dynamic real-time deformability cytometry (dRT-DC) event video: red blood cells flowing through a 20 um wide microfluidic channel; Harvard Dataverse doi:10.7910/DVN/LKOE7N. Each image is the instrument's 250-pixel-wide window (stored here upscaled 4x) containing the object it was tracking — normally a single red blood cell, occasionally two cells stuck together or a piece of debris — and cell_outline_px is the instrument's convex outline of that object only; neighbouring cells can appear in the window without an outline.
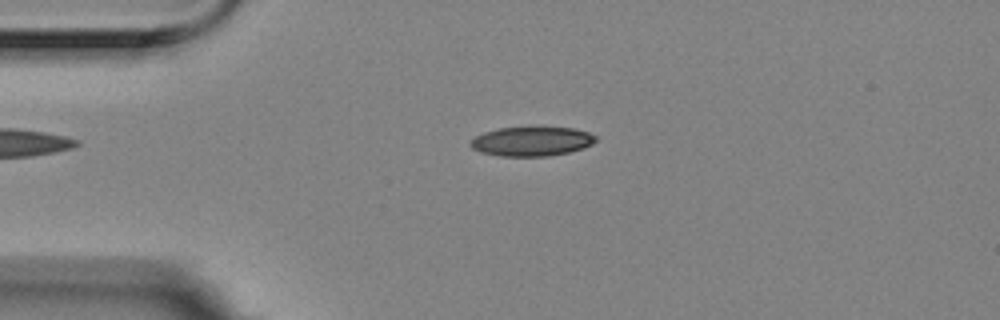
{"species": "Egyptian fruit bat (a non-hibernating species)", "species_latin": "Rousettus aegyptiacus", "temperature_condition": "room temperature", "stored_images_in_passage": 5, "camera_frame_rate_fps": 3000, "um_per_image_px": 0.085, "animal": {"sex": "female"}, "frame": {"image": 1, "passage_image": 3, "time_ms": 0.667, "image_size_px": [1000, 320], "cell_outline_px": [[596, 140], [592, 144], [568, 152], [548, 156], [500, 156], [480, 152], [472, 148], [468, 144], [476, 136], [484, 132], [500, 128], [572, 128], [588, 132], [596, 136]], "centroid_in_image_um": [45.16, 12.03], "position_along_channel_um": 39.8, "area_um2": 21.04}}
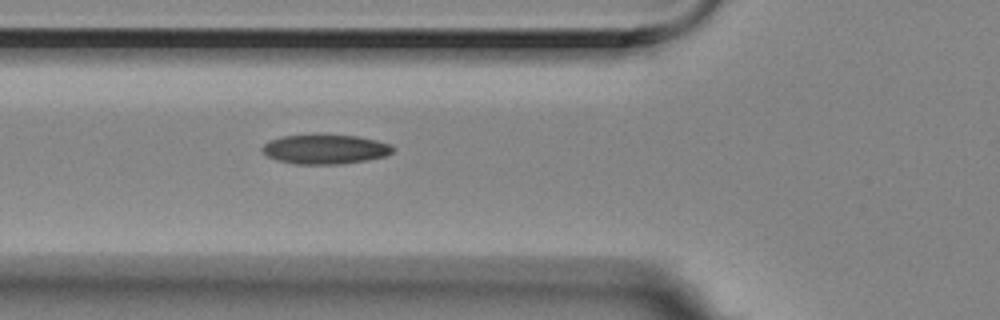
{"frame": {"image": 2, "passage_image": 5, "time_ms": 1.333, "image_size_px": [1000, 320], "cell_outline_px": [[396, 148], [392, 152], [384, 156], [368, 160], [340, 164], [296, 164], [276, 160], [268, 156], [260, 148], [268, 140], [280, 136], [316, 132], [356, 136], [376, 140], [392, 144]], "centroid_in_image_um": [27.61, 12.64], "position_along_channel_um": 98.2, "area_um2": 23.29}}